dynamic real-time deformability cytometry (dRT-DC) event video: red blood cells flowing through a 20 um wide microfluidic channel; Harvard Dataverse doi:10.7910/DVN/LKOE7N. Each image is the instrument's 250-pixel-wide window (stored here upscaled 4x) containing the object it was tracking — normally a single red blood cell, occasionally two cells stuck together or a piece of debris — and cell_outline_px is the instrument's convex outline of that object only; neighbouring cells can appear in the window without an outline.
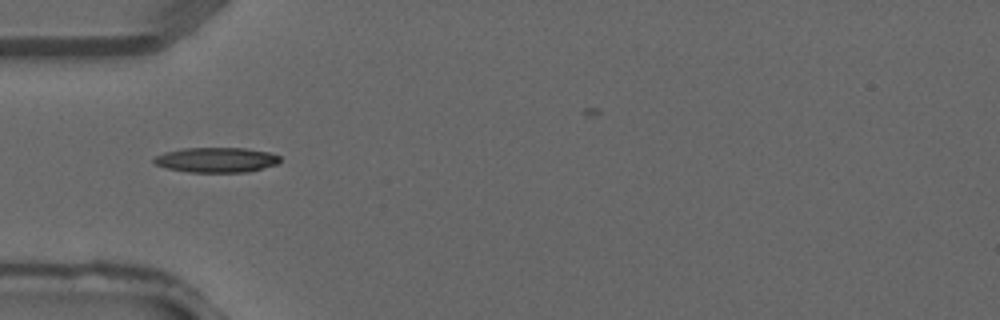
{"species": "common noctule bat (a hibernating species)", "species_latin": "Nyctalus noctula", "temperature_condition": "warm", "stored_images_in_passage": 1, "camera_frame_rate_fps": 3000, "um_per_image_px": 0.085, "animal": {"sex": "male", "forearm_length_mm": 52.5}, "frame": {"image": 1, "passage_image": 1, "time_ms": 0.0, "image_size_px": [1000, 320], "cell_outline_px": [[280, 160], [276, 164], [248, 172], [188, 172], [168, 168], [156, 164], [152, 160], [156, 156], [164, 152], [184, 148], [244, 148], [268, 152], [280, 156]], "centroid_in_image_um": [18.38, 13.59], "position_along_channel_um": 66.6, "area_um2": 18.21}}